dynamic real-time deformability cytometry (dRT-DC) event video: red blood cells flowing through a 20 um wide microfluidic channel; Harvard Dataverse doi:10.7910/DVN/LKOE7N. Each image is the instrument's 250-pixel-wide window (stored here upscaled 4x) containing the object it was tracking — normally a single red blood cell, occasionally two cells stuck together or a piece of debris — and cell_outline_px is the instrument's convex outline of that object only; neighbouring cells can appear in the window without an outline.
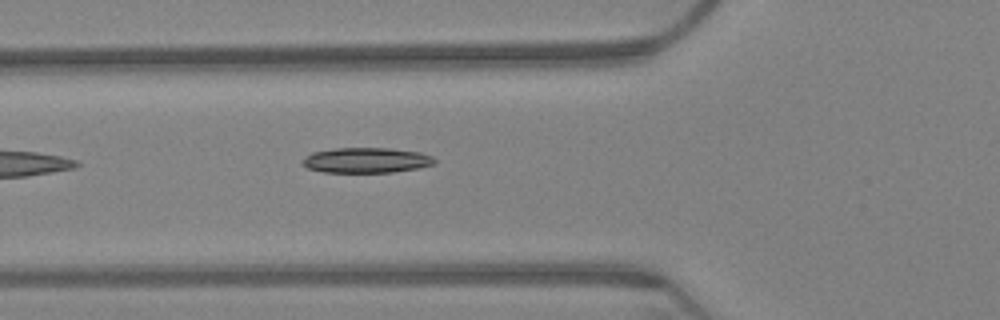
{"species": "Egyptian fruit bat (a non-hibernating species)", "species_latin": "Rousettus aegyptiacus", "temperature_condition": "warm", "stored_images_in_passage": 14, "camera_frame_rate_fps": 3000, "um_per_image_px": 0.085, "animal": {"sex": "female"}, "frame": {"image": 1, "passage_image": 3, "time_ms": 0.667, "image_size_px": [1000, 320], "cell_outline_px": [[436, 164], [420, 168], [392, 172], [324, 172], [308, 168], [304, 164], [304, 160], [312, 152], [336, 148], [388, 148], [420, 152], [432, 156], [436, 160]], "centroid_in_image_um": [31.22, 13.62], "position_along_channel_um": 94.6, "area_um2": 19.31}}
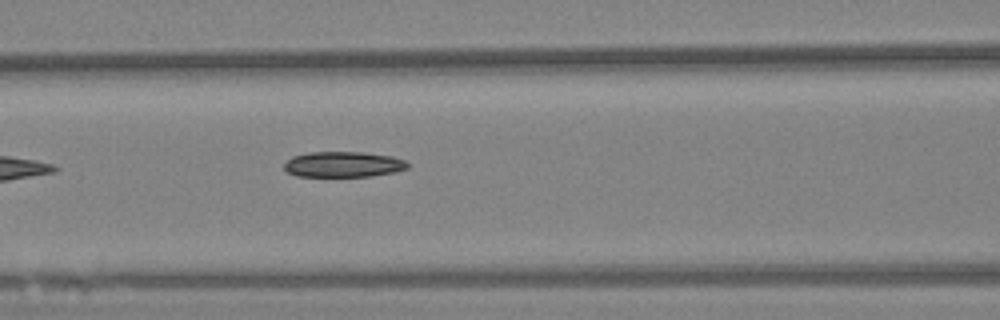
{"frame": {"image": 2, "passage_image": 7, "time_ms": 2.0, "image_size_px": [1000, 320], "cell_outline_px": [[408, 168], [396, 172], [368, 176], [296, 176], [288, 172], [284, 168], [284, 164], [292, 156], [312, 152], [360, 152], [392, 156], [404, 160], [408, 164]], "centroid_in_image_um": [29.18, 13.97], "position_along_channel_um": 137.4, "area_um2": 18.26}}
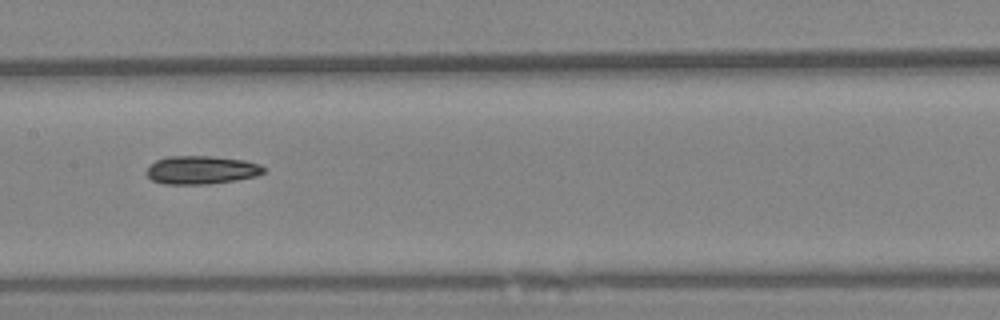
{"frame": {"image": 3, "passage_image": 12, "time_ms": 3.667, "image_size_px": [1000, 320], "cell_outline_px": [[264, 172], [256, 176], [236, 180], [208, 184], [164, 184], [152, 180], [148, 176], [148, 168], [156, 160], [168, 156], [208, 156], [244, 160], [260, 164], [264, 168]], "centroid_in_image_um": [17.13, 14.45], "position_along_channel_um": 190.3, "area_um2": 19.13}}